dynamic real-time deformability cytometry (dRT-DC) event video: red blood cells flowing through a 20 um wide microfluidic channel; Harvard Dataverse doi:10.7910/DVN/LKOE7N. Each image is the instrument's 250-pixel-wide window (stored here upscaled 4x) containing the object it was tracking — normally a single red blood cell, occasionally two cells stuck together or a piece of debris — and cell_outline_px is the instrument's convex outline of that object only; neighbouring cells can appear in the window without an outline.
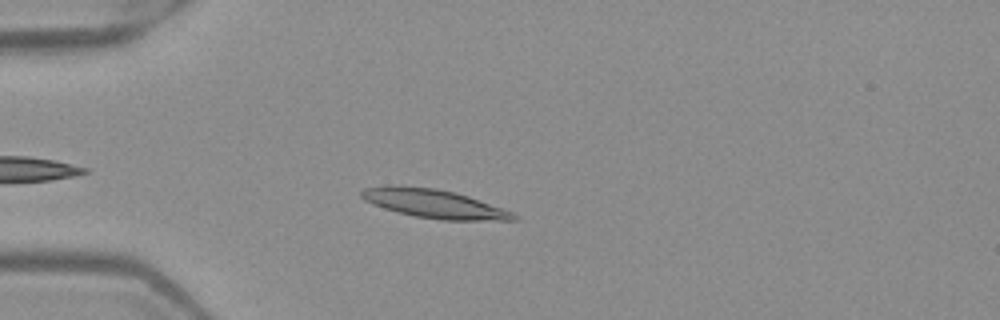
{"species": "Egyptian fruit bat (a non-hibernating species)", "species_latin": "Rousettus aegyptiacus", "temperature_condition": "warm", "stored_images_in_passage": 43, "camera_frame_rate_fps": 3000, "um_per_image_px": 0.085, "frame": {"image": 1, "passage_image": 6, "time_ms": 1.667, "image_size_px": [1000, 320], "cell_outline_px": [[516, 220], [440, 220], [416, 216], [396, 212], [372, 204], [364, 200], [360, 196], [360, 192], [364, 188], [436, 188], [468, 196], [504, 208], [512, 212], [516, 216]], "centroid_in_image_um": [36.97, 17.36], "position_along_channel_um": 48.0, "area_um2": 24.45}}
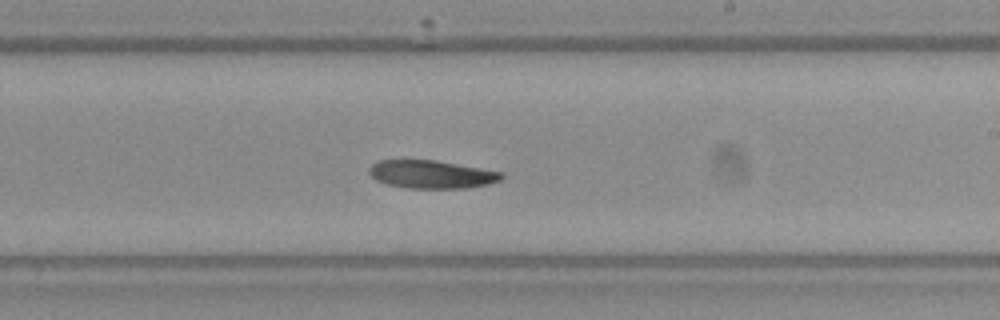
{"frame": {"image": 2, "passage_image": 23, "time_ms": 7.333, "image_size_px": [1000, 320], "cell_outline_px": [[504, 176], [500, 180], [488, 184], [468, 188], [408, 188], [388, 184], [376, 180], [368, 172], [368, 168], [372, 164], [380, 160], [436, 160], [504, 172]], "centroid_in_image_um": [36.7, 14.81], "position_along_channel_um": 252.3, "area_um2": 21.68}}
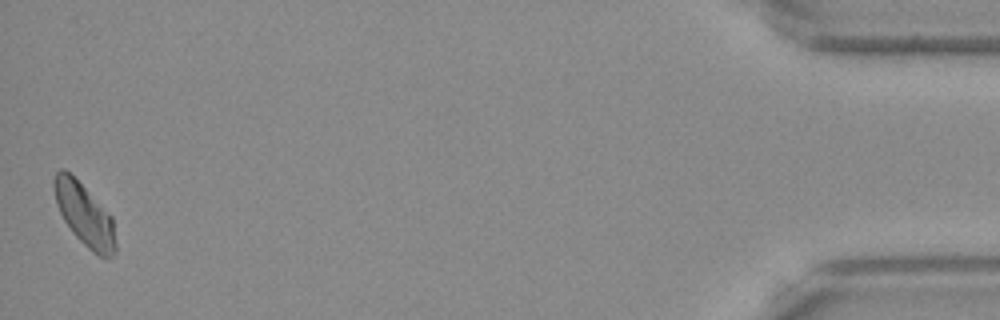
{"frame": {"image": 3, "passage_image": 43, "time_ms": 14.0, "image_size_px": [1000, 320], "cell_outline_px": [[116, 252], [112, 256], [100, 256], [92, 252], [72, 232], [64, 220], [56, 204], [52, 188], [52, 180], [56, 172], [60, 168], [64, 168], [112, 216], [116, 244]], "centroid_in_image_um": [7.15, 18.24], "position_along_channel_um": 428.1, "area_um2": 22.08}, "authors_computed_cell_mechanics": {"area_um2": 22.3686, "velocity_mm_per_s": 3.9469, "shape_relaxation_time_tau1_ms": 9.589, "shape_relaxation_time_tau2_ms": null, "deformation_change_tau1": 0.2201, "deformation_change_tau2": null}}